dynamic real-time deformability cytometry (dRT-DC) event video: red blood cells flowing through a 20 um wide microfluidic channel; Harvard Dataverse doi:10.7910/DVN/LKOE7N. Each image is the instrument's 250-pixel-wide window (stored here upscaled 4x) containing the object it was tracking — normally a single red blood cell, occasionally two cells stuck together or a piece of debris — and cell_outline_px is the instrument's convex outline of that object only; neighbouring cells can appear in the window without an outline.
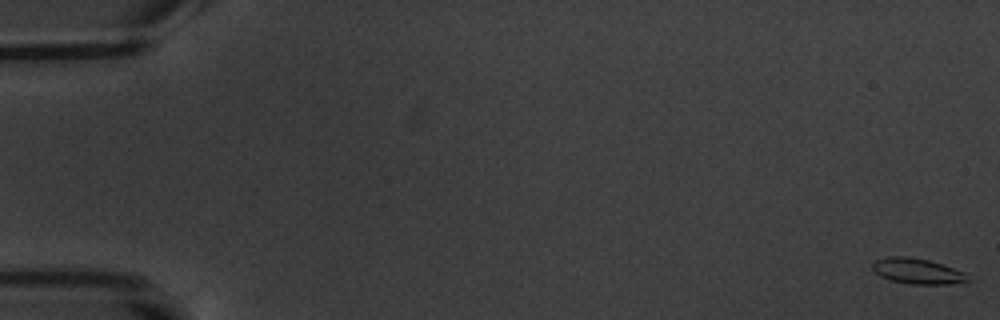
{"species": "common noctule bat (a hibernating species)", "species_latin": "Nyctalus noctula", "temperature_condition": "warm", "stored_images_in_passage": 6, "camera_frame_rate_fps": 3000, "um_per_image_px": 0.085, "animal": {"sex": "male", "body_mass_g": 20.1, "forearm_length_mm": 53.5}, "frame": {"image": 1, "passage_image": 1, "time_ms": 0.0, "image_size_px": [1000, 320], "cell_outline_px": [[968, 280], [964, 284], [908, 284], [892, 280], [880, 276], [872, 268], [872, 264], [876, 260], [888, 256], [908, 256], [928, 260], [944, 264], [964, 272]], "centroid_in_image_um": [78.0, 23.05], "position_along_channel_um": 7.0, "area_um2": 14.28}}
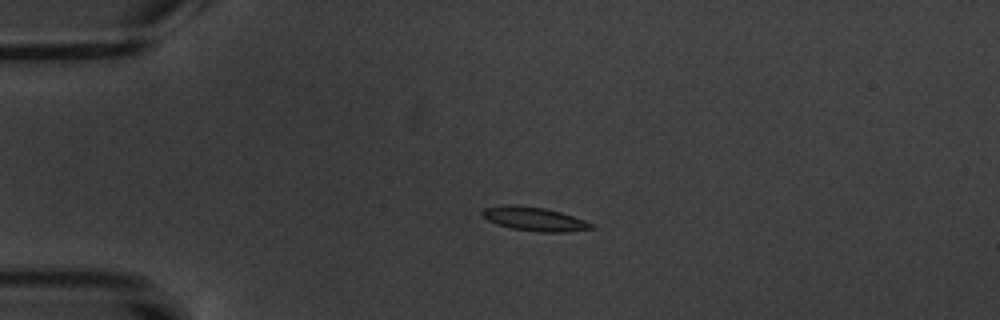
{"frame": {"image": 2, "passage_image": 5, "time_ms": 4.667, "image_size_px": [1000, 320], "cell_outline_px": [[596, 228], [564, 232], [540, 232], [512, 228], [496, 224], [488, 220], [480, 212], [484, 208], [504, 204], [516, 204], [544, 208], [560, 212], [596, 224]], "centroid_in_image_um": [45.43, 18.6], "position_along_channel_um": 39.6, "area_um2": 15.2}}